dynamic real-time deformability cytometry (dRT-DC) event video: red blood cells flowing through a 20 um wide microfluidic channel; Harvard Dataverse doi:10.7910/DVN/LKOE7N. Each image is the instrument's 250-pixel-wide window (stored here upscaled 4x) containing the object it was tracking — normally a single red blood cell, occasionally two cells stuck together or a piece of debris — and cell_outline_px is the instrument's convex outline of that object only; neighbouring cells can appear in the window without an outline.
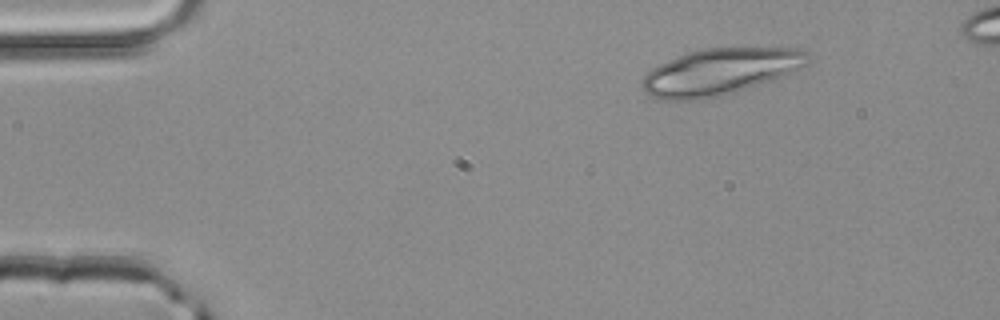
{"species": "common noctule bat (a hibernating species)", "species_latin": "Nyctalus noctula", "temperature_condition": "room temperature", "stored_images_in_passage": 3, "camera_frame_rate_fps": 3000, "um_per_image_px": 0.085, "animal": {"sex": "male", "body_mass_g": 20.4}, "frame": {"image": 1, "passage_image": 1, "time_ms": 0.0, "image_size_px": [1000, 320], "cell_outline_px": [[812, 60], [808, 64], [800, 68], [780, 76], [720, 96], [700, 100], [664, 100], [648, 96], [644, 92], [640, 84], [644, 76], [652, 68], [660, 64], [688, 52], [704, 48], [804, 48], [812, 52]], "centroid_in_image_um": [61.21, 6.08], "position_along_channel_um": 23.8, "area_um2": 44.68}}